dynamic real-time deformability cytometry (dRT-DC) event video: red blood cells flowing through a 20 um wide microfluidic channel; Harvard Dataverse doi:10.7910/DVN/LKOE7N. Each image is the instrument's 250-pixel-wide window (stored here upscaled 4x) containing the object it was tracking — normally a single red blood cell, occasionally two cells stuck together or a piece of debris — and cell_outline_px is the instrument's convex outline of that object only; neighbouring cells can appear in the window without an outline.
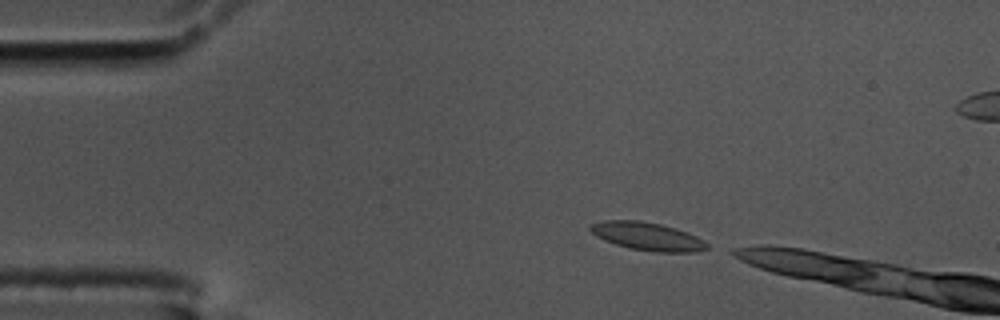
{"species": "common noctule bat (a hibernating species)", "species_latin": "Nyctalus noctula", "temperature_condition": "cold", "stored_images_in_passage": 7, "camera_frame_rate_fps": 3000, "um_per_image_px": 0.085, "animal": {"sex": "male", "body_mass_g": 17.5, "forearm_length_mm": 52.3}, "frame": {"image": 1, "passage_image": 1, "time_ms": 0.0, "image_size_px": [1000, 320], "cell_outline_px": [[708, 248], [696, 252], [656, 252], [628, 248], [604, 240], [596, 236], [588, 228], [592, 224], [604, 220], [640, 220], [660, 224], [676, 228], [688, 232], [704, 240], [708, 244]], "centroid_in_image_um": [55.05, 20.09], "position_along_channel_um": 30.0, "area_um2": 19.13}}